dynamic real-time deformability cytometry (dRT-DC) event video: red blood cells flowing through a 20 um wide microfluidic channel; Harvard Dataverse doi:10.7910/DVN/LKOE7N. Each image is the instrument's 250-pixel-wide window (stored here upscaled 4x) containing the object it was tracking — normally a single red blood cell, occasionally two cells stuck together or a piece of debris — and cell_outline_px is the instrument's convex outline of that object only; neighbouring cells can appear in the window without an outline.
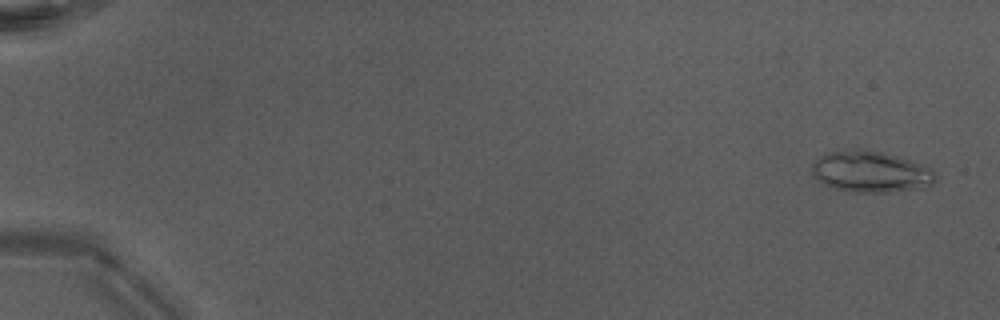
{"species": "Egyptian fruit bat (a non-hibernating species)", "species_latin": "Rousettus aegyptiacus", "temperature_condition": "warm", "stored_images_in_passage": 51, "camera_frame_rate_fps": 3000, "um_per_image_px": 0.085, "animal": {"sex": "male"}, "frame": {"image": 1, "passage_image": 3, "time_ms": 0.667, "image_size_px": [1000, 320], "cell_outline_px": [[936, 180], [932, 184], [924, 188], [892, 192], [844, 192], [824, 184], [812, 176], [812, 164], [816, 160], [828, 152], [860, 148], [864, 148], [896, 156], [924, 164], [932, 168], [936, 172]], "centroid_in_image_um": [74.04, 14.61], "position_along_channel_um": 11.0, "area_um2": 30.11}}
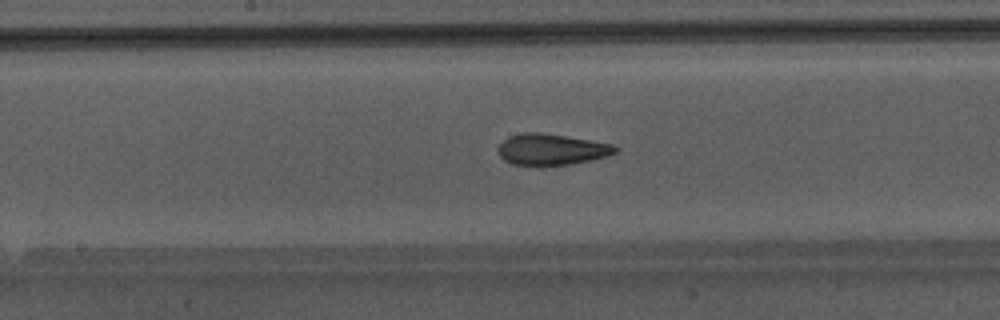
{"frame": {"image": 2, "passage_image": 29, "time_ms": 9.333, "image_size_px": [1000, 320], "cell_outline_px": [[620, 148], [616, 152], [608, 156], [592, 160], [568, 164], [512, 164], [504, 160], [500, 156], [496, 148], [508, 136], [520, 132], [536, 132], [564, 136], [612, 144]], "centroid_in_image_um": [46.86, 12.68], "position_along_channel_um": 201.3, "area_um2": 20.98}}
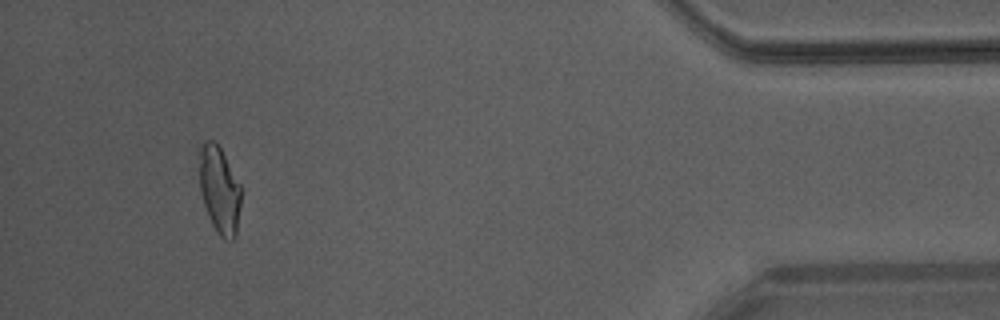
{"frame": {"image": 3, "passage_image": 48, "time_ms": 15.667, "image_size_px": [1000, 320], "cell_outline_px": [[240, 204], [236, 236], [232, 240], [228, 240], [220, 236], [216, 232], [208, 216], [204, 204], [200, 188], [196, 152], [204, 140], [216, 140], [240, 184]], "centroid_in_image_um": [18.6, 16.07], "position_along_channel_um": 416.6, "area_um2": 21.62}, "authors_computed_cell_mechanics": {"area_um2": 22.1952, "velocity_mm_per_s": 4.2809, "shape_relaxation_time_tau1_ms": null, "shape_relaxation_time_tau2_ms": 1.5331, "deformation_change_tau1": null, "deformation_change_tau2": 0.0974}}